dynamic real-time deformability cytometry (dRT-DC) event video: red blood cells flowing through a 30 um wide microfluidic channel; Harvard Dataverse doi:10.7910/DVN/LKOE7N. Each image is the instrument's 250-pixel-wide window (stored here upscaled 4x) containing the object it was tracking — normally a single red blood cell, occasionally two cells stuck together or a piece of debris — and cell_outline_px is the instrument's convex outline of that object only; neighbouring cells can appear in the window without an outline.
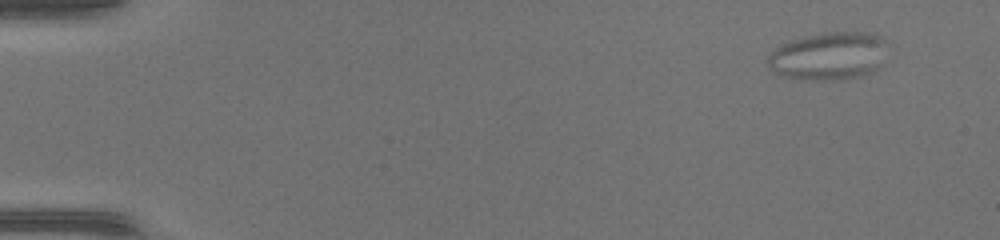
{"species": "common noctule bat (a hibernating species)", "species_latin": "Nyctalus noctula", "temperature_condition": "warm", "stored_images_in_passage": 48, "camera_frame_rate_fps": 3000, "um_per_image_px": 0.085, "animal": {"sex": "female", "body_mass_g": 17.0, "forearm_length_mm": 48.0}, "frame": {"image": 1, "passage_image": 1, "time_ms": 0.0, "image_size_px": [1000, 240], "cell_outline_px": [[888, 40], [880, 68], [872, 72], [860, 76], [836, 80], [800, 80], [784, 76], [776, 72], [768, 64], [768, 56], [780, 44], [804, 36], [824, 32], [876, 32], [884, 36]], "centroid_in_image_um": [70.51, 4.74], "position_along_channel_um": 14.5, "area_um2": 33.87}}
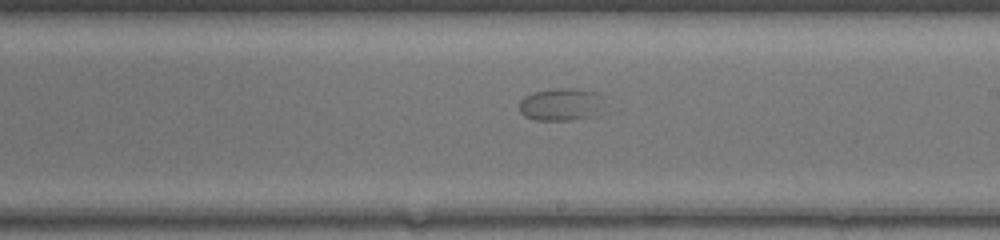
{"frame": {"image": 2, "passage_image": 28, "time_ms": 9.0, "image_size_px": [1000, 240], "cell_outline_px": [[596, 116], [568, 120], [536, 120], [524, 116], [520, 112], [520, 100], [524, 96], [532, 92], [556, 88], [572, 88], [596, 92]], "centroid_in_image_um": [47.52, 8.88], "position_along_channel_um": 241.5, "area_um2": 15.49}}
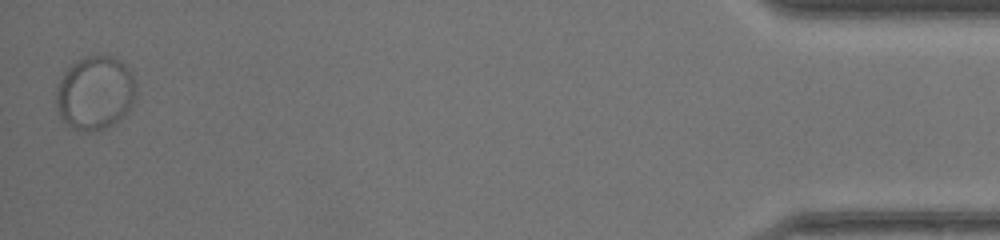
{"frame": {"image": 3, "passage_image": 48, "time_ms": 15.667, "image_size_px": [1000, 240], "cell_outline_px": [[136, 96], [132, 104], [112, 124], [104, 128], [92, 132], [84, 132], [72, 128], [60, 116], [56, 104], [56, 88], [64, 72], [72, 64], [88, 56], [112, 56], [120, 60], [128, 68], [132, 76], [136, 88]], "centroid_in_image_um": [8.06, 7.9], "position_along_channel_um": 427.1, "area_um2": 33.87}}